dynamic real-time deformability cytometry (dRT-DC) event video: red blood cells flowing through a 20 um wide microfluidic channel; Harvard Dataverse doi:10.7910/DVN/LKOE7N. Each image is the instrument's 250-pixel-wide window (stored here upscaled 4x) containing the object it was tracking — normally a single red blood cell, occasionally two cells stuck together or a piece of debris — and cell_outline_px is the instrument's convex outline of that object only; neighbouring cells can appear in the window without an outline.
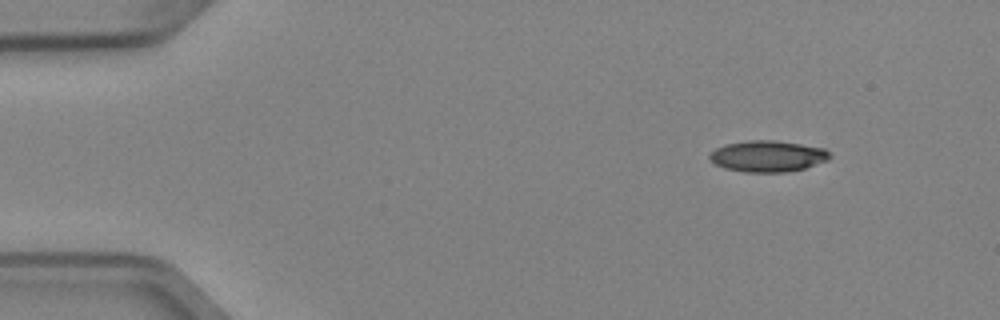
{"species": "Egyptian fruit bat (a non-hibernating species)", "species_latin": "Rousettus aegyptiacus", "temperature_condition": "cold", "stored_images_in_passage": 9, "camera_frame_rate_fps": 3000, "um_per_image_px": 0.085, "animal": {"sex": "female"}, "frame": {"image": 1, "passage_image": 1, "time_ms": 0.0, "image_size_px": [1000, 320], "cell_outline_px": [[832, 156], [828, 160], [804, 168], [788, 172], [744, 172], [724, 168], [716, 164], [708, 156], [716, 148], [724, 144], [748, 140], [772, 140], [800, 144], [824, 148]], "centroid_in_image_um": [65.25, 13.27], "position_along_channel_um": 19.7, "area_um2": 21.79}}